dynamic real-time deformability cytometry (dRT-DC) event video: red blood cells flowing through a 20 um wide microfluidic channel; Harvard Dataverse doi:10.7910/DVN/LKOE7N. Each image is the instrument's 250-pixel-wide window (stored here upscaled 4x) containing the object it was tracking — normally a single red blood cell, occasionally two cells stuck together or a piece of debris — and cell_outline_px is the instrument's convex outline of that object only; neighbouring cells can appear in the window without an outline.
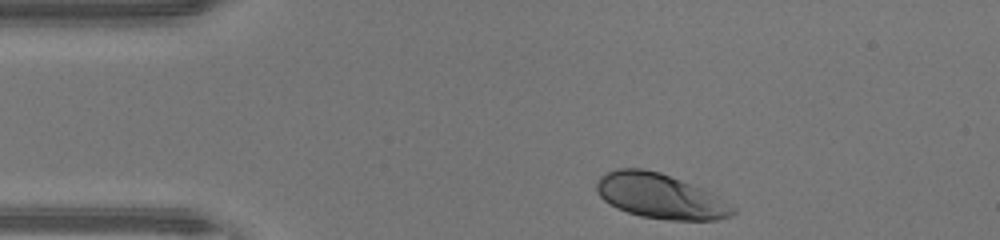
{"species": "human", "species_latin": "Homo sapiens", "temperature_condition": "warm", "stored_images_in_passage": 31, "camera_frame_rate_fps": 3000, "um_per_image_px": 0.085, "donor": {"sex": "male"}, "frame": {"image": 1, "passage_image": 1, "time_ms": 0.0, "image_size_px": [1000, 240], "cell_outline_px": [[736, 212], [732, 216], [716, 220], [668, 220], [640, 216], [616, 208], [604, 200], [596, 192], [596, 184], [600, 176], [616, 168], [640, 168], [660, 172], [700, 188], [736, 208]], "centroid_in_image_um": [56.07, 16.68], "position_along_channel_um": 28.9, "area_um2": 35.26}}
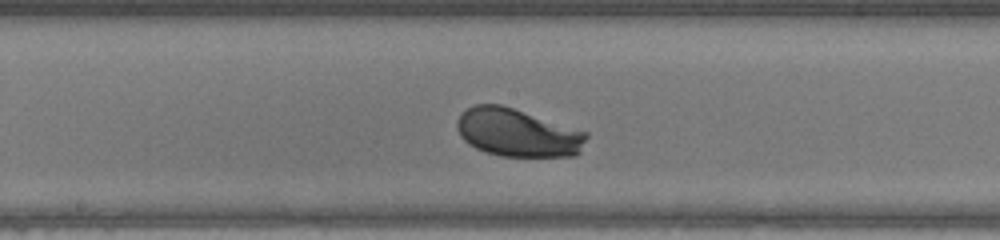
{"frame": {"image": 2, "passage_image": 17, "time_ms": 5.333, "image_size_px": [1000, 240], "cell_outline_px": [[588, 136], [580, 152], [576, 156], [500, 156], [484, 152], [468, 144], [460, 136], [456, 128], [456, 120], [468, 108], [476, 104], [500, 104], [588, 132]], "centroid_in_image_um": [43.98, 11.29], "position_along_channel_um": 204.2, "area_um2": 36.18}}
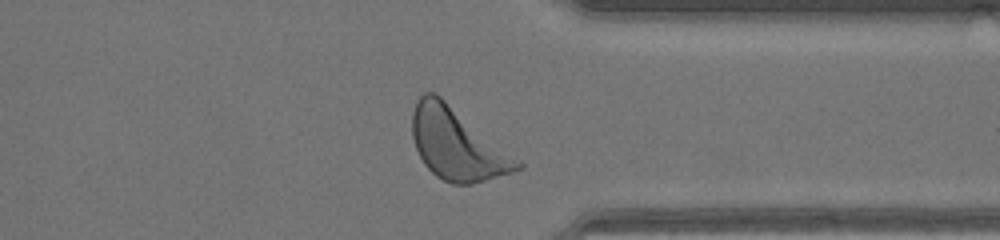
{"frame": {"image": 3, "passage_image": 29, "time_ms": 9.333, "image_size_px": [1000, 240], "cell_outline_px": [[524, 168], [512, 172], [472, 184], [452, 184], [436, 176], [424, 164], [416, 148], [412, 136], [412, 112], [416, 100], [424, 92], [436, 92], [524, 164]], "centroid_in_image_um": [38.83, 12.24], "position_along_channel_um": 372.6, "area_um2": 43.47}, "authors_computed_cell_mechanics": {"area_um2": 35.9516, "velocity_mm_per_s": 4.3294, "shape_relaxation_time_tau1_ms": 0.9984, "shape_relaxation_time_tau2_ms": 2.812, "deformation_change_tau1": 0.1258, "deformation_change_tau2": 0.0957}}